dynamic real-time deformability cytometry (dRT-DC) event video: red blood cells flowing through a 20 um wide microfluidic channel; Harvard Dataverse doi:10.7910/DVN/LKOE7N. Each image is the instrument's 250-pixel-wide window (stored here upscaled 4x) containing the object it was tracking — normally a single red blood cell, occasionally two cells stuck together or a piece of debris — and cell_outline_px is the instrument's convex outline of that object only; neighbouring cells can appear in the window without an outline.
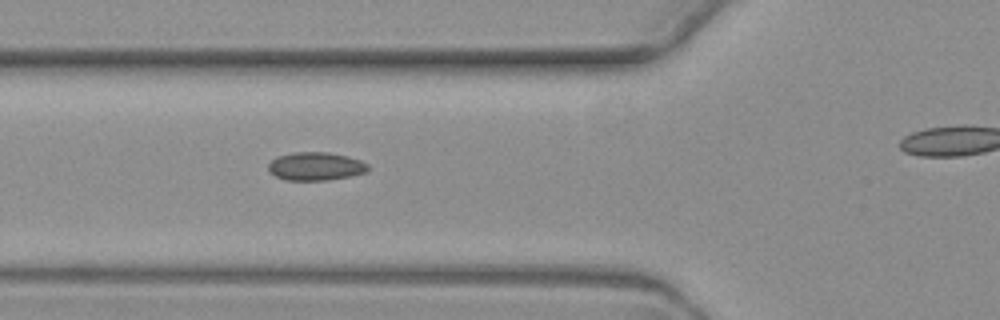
{"species": "common noctule bat (a hibernating species)", "species_latin": "Nyctalus noctula", "temperature_condition": "warm", "stored_images_in_passage": 5, "segment_of_instrument_passage": [1, 2], "camera_frame_rate_fps": 3000, "um_per_image_px": 0.085, "animal": {"sex": "female", "body_mass_g": 19.3, "forearm_length_mm": 54.1}, "frame": {"image": 1, "passage_image": 4, "time_ms": 4.333, "image_size_px": [1000, 320], "cell_outline_px": [[368, 172], [352, 176], [324, 180], [284, 180], [268, 172], [268, 164], [276, 156], [296, 152], [328, 152], [348, 156], [360, 160], [368, 164]], "centroid_in_image_um": [26.83, 14.13], "position_along_channel_um": 99.0, "area_um2": 16.53}}